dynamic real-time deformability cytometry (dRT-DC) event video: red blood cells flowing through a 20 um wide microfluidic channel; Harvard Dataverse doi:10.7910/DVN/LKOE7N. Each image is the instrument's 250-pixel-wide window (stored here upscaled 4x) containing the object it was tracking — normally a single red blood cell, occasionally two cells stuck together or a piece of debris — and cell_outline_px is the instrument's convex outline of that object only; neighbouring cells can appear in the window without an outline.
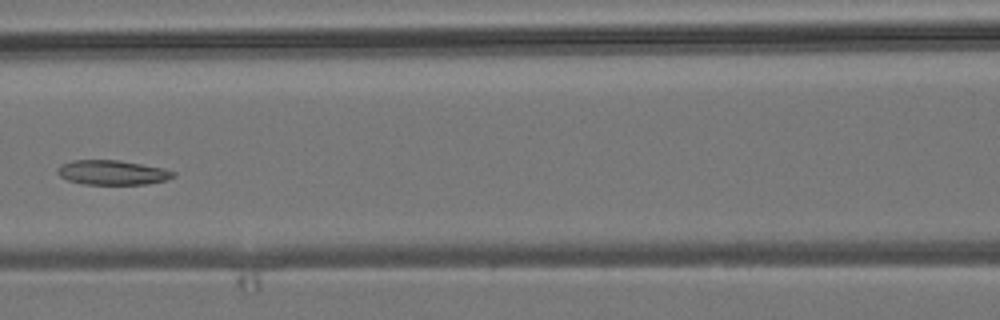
{"species": "common noctule bat (a hibernating species)", "species_latin": "Nyctalus noctula", "temperature_condition": "room temperature", "stored_images_in_passage": 5, "camera_frame_rate_fps": 3000, "um_per_image_px": 0.085, "animal": {"sex": "male", "body_mass_g": 19.2, "forearm_length_mm": 51.8}, "frame": {"image": 1, "passage_image": 5, "time_ms": 4.667, "image_size_px": [1000, 320], "cell_outline_px": [[176, 176], [164, 180], [144, 184], [84, 184], [68, 180], [60, 176], [56, 172], [56, 168], [60, 164], [72, 160], [120, 160], [164, 168], [176, 172]], "centroid_in_image_um": [9.52, 14.65], "position_along_channel_um": 157.1, "area_um2": 16.65}}